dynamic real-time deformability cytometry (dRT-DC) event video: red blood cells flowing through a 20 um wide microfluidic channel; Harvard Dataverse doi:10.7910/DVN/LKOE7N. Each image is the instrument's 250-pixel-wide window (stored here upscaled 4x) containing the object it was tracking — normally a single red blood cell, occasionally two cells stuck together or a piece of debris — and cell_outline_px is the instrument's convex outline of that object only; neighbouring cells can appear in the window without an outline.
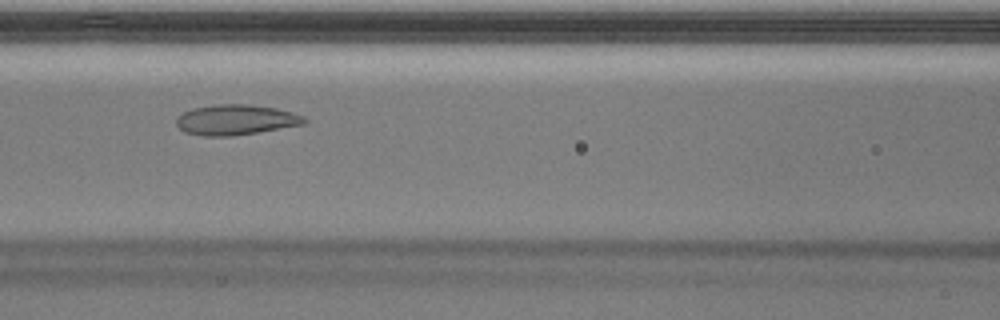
{"species": "Egyptian fruit bat (a non-hibernating species)", "species_latin": "Rousettus aegyptiacus", "temperature_condition": "warm", "stored_images_in_passage": 26, "camera_frame_rate_fps": 3000, "um_per_image_px": 0.085, "animal": {"sex": "male"}, "frame": {"image": 1, "passage_image": 8, "time_ms": 2.333, "image_size_px": [1000, 320], "cell_outline_px": [[308, 120], [304, 124], [232, 136], [204, 136], [184, 132], [176, 124], [176, 116], [192, 108], [216, 104], [248, 104], [276, 108], [292, 112], [304, 116]], "centroid_in_image_um": [20.02, 10.17], "position_along_channel_um": 146.6, "area_um2": 22.6}}